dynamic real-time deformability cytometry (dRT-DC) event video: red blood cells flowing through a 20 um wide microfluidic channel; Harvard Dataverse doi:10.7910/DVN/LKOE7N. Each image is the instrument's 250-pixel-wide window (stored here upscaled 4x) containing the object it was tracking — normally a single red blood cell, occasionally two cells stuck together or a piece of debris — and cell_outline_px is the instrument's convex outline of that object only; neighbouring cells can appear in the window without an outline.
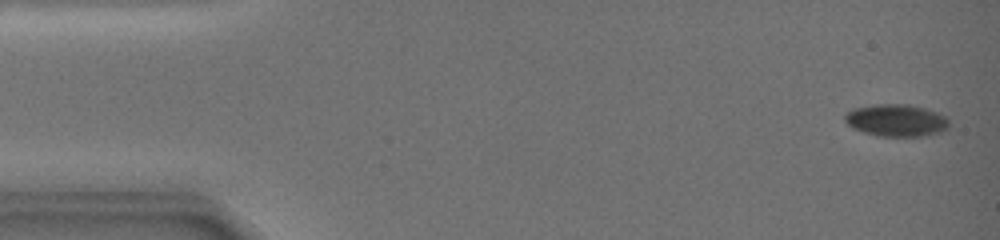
{"species": "common noctule bat (a hibernating species)", "species_latin": "Nyctalus noctula", "temperature_condition": "warm", "stored_images_in_passage": 42, "camera_frame_rate_fps": 3000, "um_per_image_px": 0.085, "animal": {"sex": "female", "body_mass_g": 19.0, "forearm_length_mm": 51.5}, "frame": {"image": 1, "passage_image": 1, "time_ms": 0.0, "image_size_px": [1000, 240], "cell_outline_px": [[948, 128], [940, 132], [924, 136], [876, 136], [852, 128], [844, 120], [844, 116], [852, 108], [876, 104], [908, 104], [924, 108], [936, 112], [944, 116], [948, 120]], "centroid_in_image_um": [76.15, 10.23], "position_along_channel_um": 8.8, "area_um2": 19.54}}
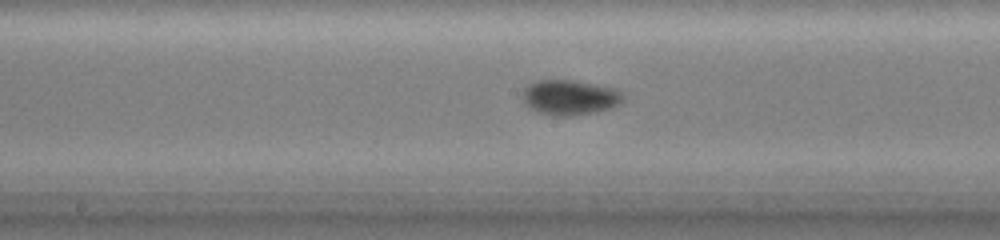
{"frame": {"image": 2, "passage_image": 17, "time_ms": 9.667, "image_size_px": [1000, 240], "cell_outline_px": [[620, 100], [616, 104], [608, 108], [592, 112], [572, 116], [552, 116], [536, 112], [524, 100], [524, 92], [532, 84], [544, 80], [568, 80], [608, 88], [616, 92], [620, 96]], "centroid_in_image_um": [48.34, 8.32], "position_along_channel_um": 199.9, "area_um2": 19.13}}
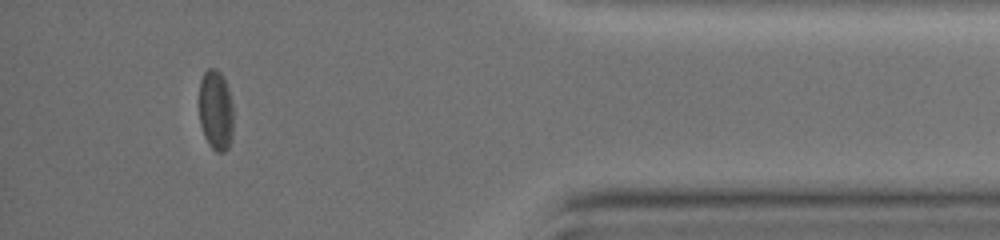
{"frame": {"image": 3, "passage_image": 38, "time_ms": 17.0, "image_size_px": [1000, 240], "cell_outline_px": [[232, 140], [228, 148], [224, 152], [216, 152], [208, 144], [204, 136], [200, 124], [200, 80], [204, 72], [208, 68], [216, 68], [220, 72], [224, 80], [232, 104]], "centroid_in_image_um": [18.33, 9.4], "position_along_channel_um": 416.9, "area_um2": 15.95}, "authors_computed_cell_mechanics": {"area_um2": 17.918, "velocity_mm_per_s": 3.3588, "shape_relaxation_time_tau1_ms": 6.5958, "shape_relaxation_time_tau2_ms": null, "deformation_change_tau1": 0.1315, "deformation_change_tau2": null}}